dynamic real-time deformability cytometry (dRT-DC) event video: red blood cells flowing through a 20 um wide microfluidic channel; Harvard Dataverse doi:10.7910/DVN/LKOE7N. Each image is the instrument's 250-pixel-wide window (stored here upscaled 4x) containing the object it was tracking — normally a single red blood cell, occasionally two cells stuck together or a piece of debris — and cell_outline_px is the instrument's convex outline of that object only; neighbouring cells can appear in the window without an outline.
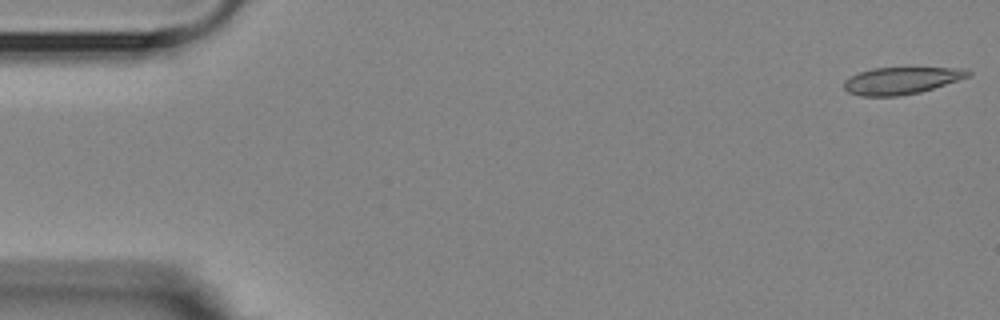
{"species": "Egyptian fruit bat (a non-hibernating species)", "species_latin": "Rousettus aegyptiacus", "temperature_condition": "room temperature", "stored_images_in_passage": 55, "camera_frame_rate_fps": 3000, "um_per_image_px": 0.085, "animal": {"sex": "female"}, "frame": {"image": 1, "passage_image": 1, "time_ms": 0.0, "image_size_px": [1000, 320], "cell_outline_px": [[972, 72], [968, 76], [920, 92], [900, 96], [860, 96], [848, 92], [844, 88], [844, 80], [848, 76], [872, 68], [960, 68]], "centroid_in_image_um": [76.52, 6.85], "position_along_channel_um": 8.5, "area_um2": 19.31}}
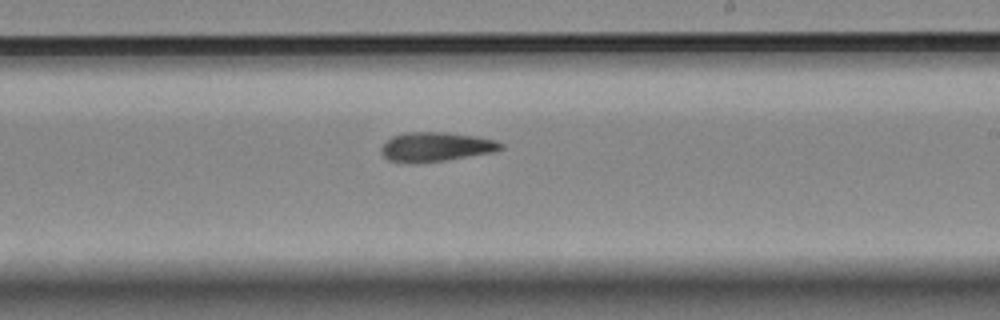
{"frame": {"image": 2, "passage_image": 32, "time_ms": 10.333, "image_size_px": [1000, 320], "cell_outline_px": [[504, 148], [496, 152], [444, 160], [416, 164], [404, 164], [388, 160], [380, 152], [380, 148], [392, 136], [404, 132], [448, 132], [476, 136], [496, 140], [504, 144]], "centroid_in_image_um": [37.05, 12.49], "position_along_channel_um": 252.0, "area_um2": 20.87}}
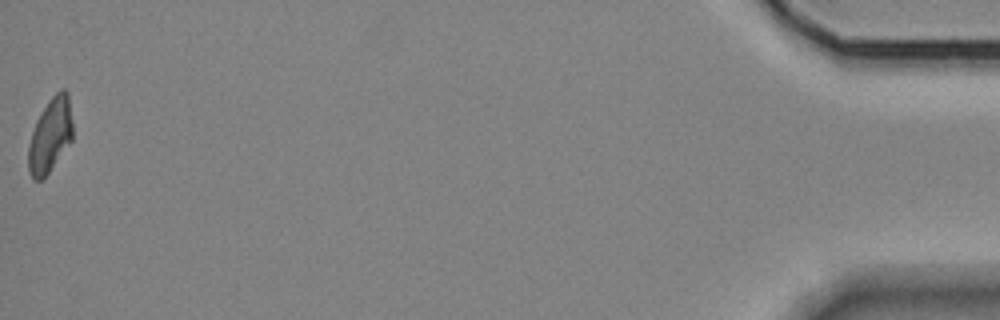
{"frame": {"image": 3, "passage_image": 55, "time_ms": 18.0, "image_size_px": [1000, 320], "cell_outline_px": [[72, 140], [48, 172], [40, 180], [32, 180], [28, 172], [28, 144], [36, 120], [40, 112], [48, 100], [60, 88], [64, 88], [68, 92], [72, 120]], "centroid_in_image_um": [4.26, 11.47], "position_along_channel_um": 430.9, "area_um2": 19.25}, "authors_computed_cell_mechanics": {"area_um2": 20.23, "velocity_mm_per_s": 3.5943, "shape_relaxation_time_tau1_ms": null, "shape_relaxation_time_tau2_ms": 10.1602, "deformation_change_tau1": null, "deformation_change_tau2": 0.2294}}